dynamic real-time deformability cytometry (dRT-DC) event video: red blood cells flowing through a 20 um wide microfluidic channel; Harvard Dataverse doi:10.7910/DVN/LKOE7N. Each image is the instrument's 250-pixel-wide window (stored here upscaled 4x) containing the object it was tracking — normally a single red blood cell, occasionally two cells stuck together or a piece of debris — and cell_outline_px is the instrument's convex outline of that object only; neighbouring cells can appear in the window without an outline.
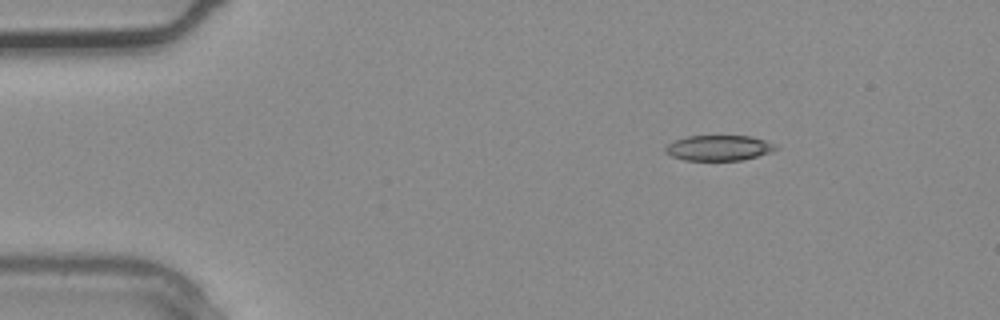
{"species": "common noctule bat (a hibernating species)", "species_latin": "Nyctalus noctula", "temperature_condition": "warm", "stored_images_in_passage": 1, "camera_frame_rate_fps": 3000, "um_per_image_px": 0.085, "animal": {"sex": "male", "body_mass_g": 20.4}, "frame": {"image": 1, "passage_image": 1, "time_ms": 0.0, "image_size_px": [1000, 320], "cell_outline_px": [[780, 148], [772, 152], [740, 160], [684, 160], [672, 156], [664, 152], [664, 148], [668, 144], [676, 140], [688, 136], [752, 136], [776, 144]], "centroid_in_image_um": [61.12, 12.57], "position_along_channel_um": 23.9, "area_um2": 16.3}}